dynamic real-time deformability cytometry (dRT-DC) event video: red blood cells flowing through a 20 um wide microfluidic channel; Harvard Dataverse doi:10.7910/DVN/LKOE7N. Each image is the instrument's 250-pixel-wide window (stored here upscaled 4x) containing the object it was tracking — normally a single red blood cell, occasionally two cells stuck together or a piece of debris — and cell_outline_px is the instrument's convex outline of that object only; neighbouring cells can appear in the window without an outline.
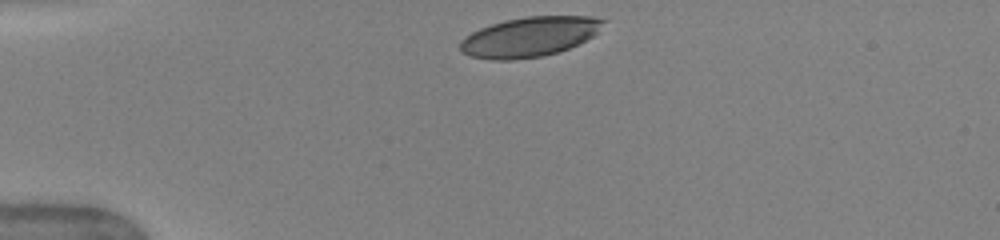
{"species": "human", "species_latin": "Homo sapiens", "temperature_condition": "warm", "stored_images_in_passage": 15, "camera_frame_rate_fps": 3000, "um_per_image_px": 0.085, "donor": {"sex": "female"}, "frame": {"image": 1, "passage_image": 1, "time_ms": 0.0, "image_size_px": [1000, 240], "cell_outline_px": [[608, 20], [592, 36], [568, 48], [544, 56], [512, 60], [492, 60], [472, 56], [460, 52], [460, 40], [464, 36], [480, 28], [504, 20], [528, 16], [592, 16]], "centroid_in_image_um": [44.98, 3.12], "position_along_channel_um": 40.0, "area_um2": 33.12}}